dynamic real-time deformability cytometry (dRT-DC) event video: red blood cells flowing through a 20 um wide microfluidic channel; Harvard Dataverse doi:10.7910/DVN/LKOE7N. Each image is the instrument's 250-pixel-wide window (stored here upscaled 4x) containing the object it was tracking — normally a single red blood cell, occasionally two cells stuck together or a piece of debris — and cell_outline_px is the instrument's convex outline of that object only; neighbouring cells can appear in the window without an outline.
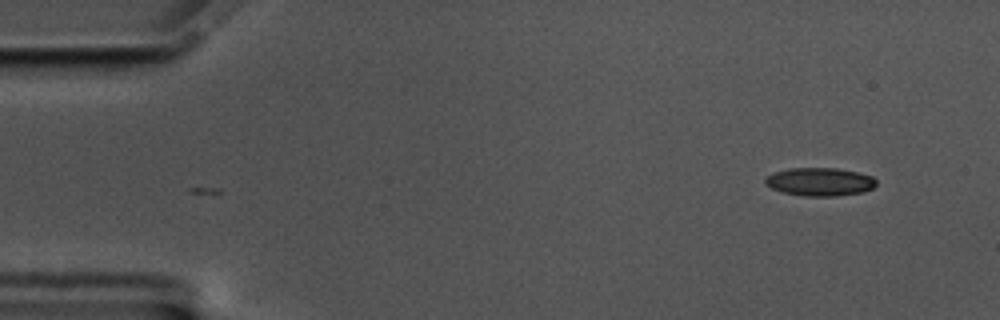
{"species": "common noctule bat (a hibernating species)", "species_latin": "Nyctalus noctula", "temperature_condition": "cold", "stored_images_in_passage": 10, "camera_frame_rate_fps": 3000, "um_per_image_px": 0.085, "animal": {"sex": "male", "body_mass_g": 17.5, "forearm_length_mm": 52.3}, "frame": {"image": 1, "passage_image": 10, "time_ms": 3.0, "image_size_px": [1000, 320], "cell_outline_px": [[876, 184], [872, 188], [864, 192], [836, 196], [804, 196], [780, 192], [764, 184], [764, 180], [768, 176], [776, 172], [788, 168], [836, 168], [856, 172], [872, 176], [876, 180]], "centroid_in_image_um": [69.67, 15.46], "position_along_channel_um": 15.3, "area_um2": 18.26}}